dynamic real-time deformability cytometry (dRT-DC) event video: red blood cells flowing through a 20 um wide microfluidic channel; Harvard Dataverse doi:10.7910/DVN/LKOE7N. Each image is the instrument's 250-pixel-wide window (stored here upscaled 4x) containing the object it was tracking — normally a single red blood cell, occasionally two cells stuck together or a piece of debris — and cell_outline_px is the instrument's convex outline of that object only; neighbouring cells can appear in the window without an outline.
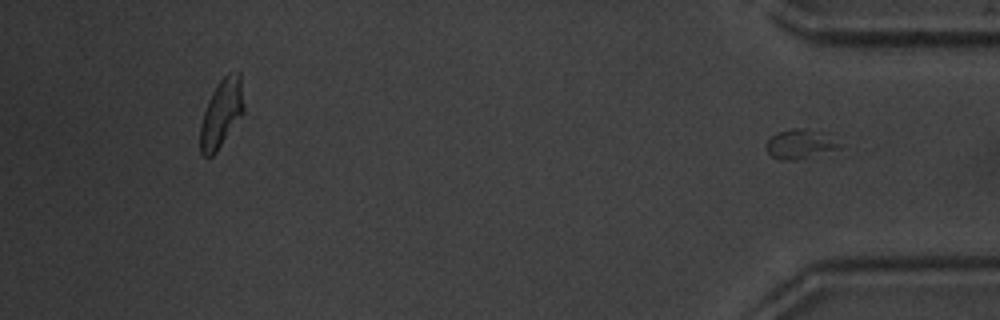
{"species": "common noctule bat (a hibernating species)", "species_latin": "Nyctalus noctula", "temperature_condition": "warm", "stored_images_in_passage": 39, "segment_of_instrument_passage": [2, 2], "camera_frame_rate_fps": 3000, "um_per_image_px": 0.085, "animal": {"sex": "male", "body_mass_g": 20.1, "forearm_length_mm": 53.5}, "frame": {"image": 1, "passage_image": 39, "time_ms": 12.667, "image_size_px": [1000, 320], "cell_outline_px": [[844, 148], [800, 160], [780, 160], [772, 156], [768, 152], [764, 144], [776, 132], [788, 128], [804, 128], [828, 132], [844, 144]], "centroid_in_image_um": [68.12, 12.23], "position_along_channel_um": 367.1, "area_um2": 13.41}}